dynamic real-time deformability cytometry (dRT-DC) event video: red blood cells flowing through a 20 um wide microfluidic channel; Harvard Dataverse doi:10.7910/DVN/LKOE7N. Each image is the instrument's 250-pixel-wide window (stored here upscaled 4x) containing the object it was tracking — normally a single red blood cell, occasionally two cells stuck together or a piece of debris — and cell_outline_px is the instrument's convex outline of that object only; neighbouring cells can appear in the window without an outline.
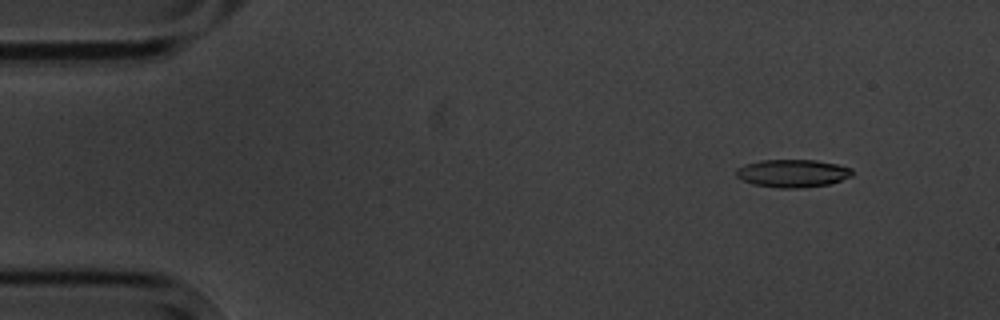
{"species": "common noctule bat (a hibernating species)", "species_latin": "Nyctalus noctula", "temperature_condition": "cold", "stored_images_in_passage": 3, "camera_frame_rate_fps": 3000, "um_per_image_px": 0.085, "animal": {"sex": "male", "body_mass_g": 20.1, "forearm_length_mm": 53.5}, "frame": {"image": 1, "passage_image": 1, "time_ms": 0.0, "image_size_px": [1000, 320], "cell_outline_px": [[852, 176], [828, 184], [800, 188], [776, 188], [752, 184], [736, 176], [736, 168], [744, 164], [760, 160], [816, 160], [836, 164], [852, 168]], "centroid_in_image_um": [67.34, 14.73], "position_along_channel_um": 17.7, "area_um2": 18.84}}